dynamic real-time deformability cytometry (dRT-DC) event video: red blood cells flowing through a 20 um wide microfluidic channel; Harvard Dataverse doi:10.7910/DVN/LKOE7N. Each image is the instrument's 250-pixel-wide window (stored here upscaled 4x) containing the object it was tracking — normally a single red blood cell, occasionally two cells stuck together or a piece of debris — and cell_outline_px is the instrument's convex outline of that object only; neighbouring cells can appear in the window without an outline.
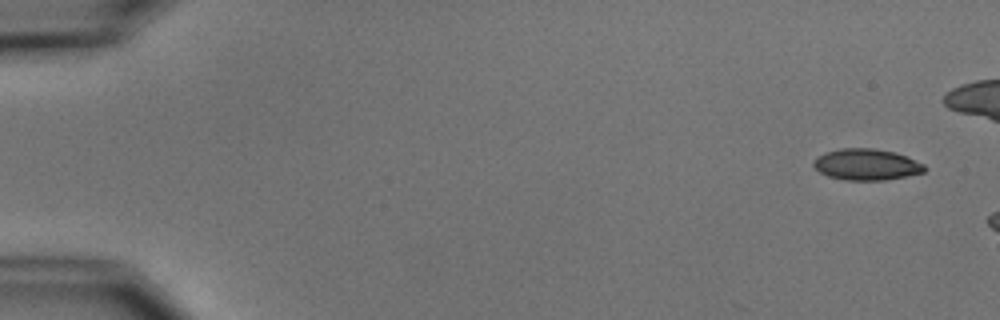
{"species": "common noctule bat (a hibernating species)", "species_latin": "Nyctalus noctula", "temperature_condition": "cold", "stored_images_in_passage": 3, "camera_frame_rate_fps": 3000, "um_per_image_px": 0.085, "animal": {"sex": "male", "body_mass_g": 15.6}, "frame": {"image": 1, "passage_image": 1, "time_ms": 0.0, "image_size_px": [1000, 320], "cell_outline_px": [[924, 172], [884, 180], [844, 180], [828, 176], [820, 172], [812, 164], [816, 156], [824, 152], [840, 148], [872, 148], [892, 152], [904, 156], [924, 164]], "centroid_in_image_um": [73.58, 13.98], "position_along_channel_um": 11.4, "area_um2": 20.0}}